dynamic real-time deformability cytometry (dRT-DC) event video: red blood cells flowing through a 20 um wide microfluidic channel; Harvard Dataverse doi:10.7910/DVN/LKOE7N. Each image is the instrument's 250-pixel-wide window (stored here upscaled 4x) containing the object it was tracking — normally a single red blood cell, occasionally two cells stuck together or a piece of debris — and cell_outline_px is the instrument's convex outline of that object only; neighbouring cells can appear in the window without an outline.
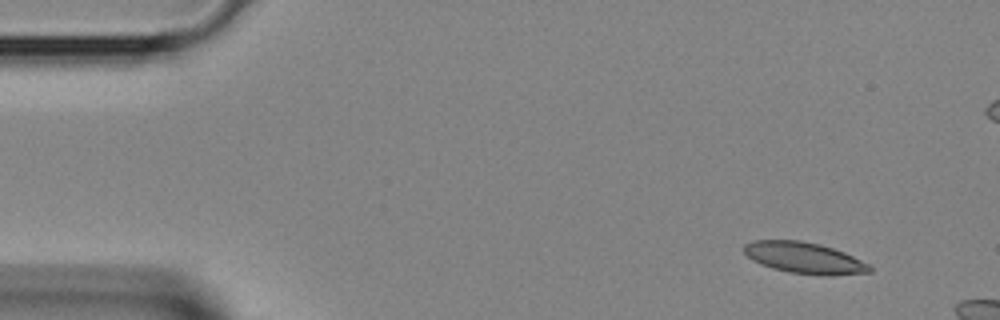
{"species": "Egyptian fruit bat (a non-hibernating species)", "species_latin": "Rousettus aegyptiacus", "temperature_condition": "room temperature", "stored_images_in_passage": 3, "camera_frame_rate_fps": 3000, "um_per_image_px": 0.085, "animal": {"sex": "female"}, "frame": {"image": 1, "passage_image": 1, "time_ms": 0.0, "image_size_px": [1000, 320], "cell_outline_px": [[872, 272], [788, 272], [772, 268], [752, 260], [744, 252], [744, 244], [752, 240], [800, 240], [820, 244], [844, 252], [868, 264], [872, 268]], "centroid_in_image_um": [68.24, 21.84], "position_along_channel_um": 16.8, "area_um2": 21.62}}